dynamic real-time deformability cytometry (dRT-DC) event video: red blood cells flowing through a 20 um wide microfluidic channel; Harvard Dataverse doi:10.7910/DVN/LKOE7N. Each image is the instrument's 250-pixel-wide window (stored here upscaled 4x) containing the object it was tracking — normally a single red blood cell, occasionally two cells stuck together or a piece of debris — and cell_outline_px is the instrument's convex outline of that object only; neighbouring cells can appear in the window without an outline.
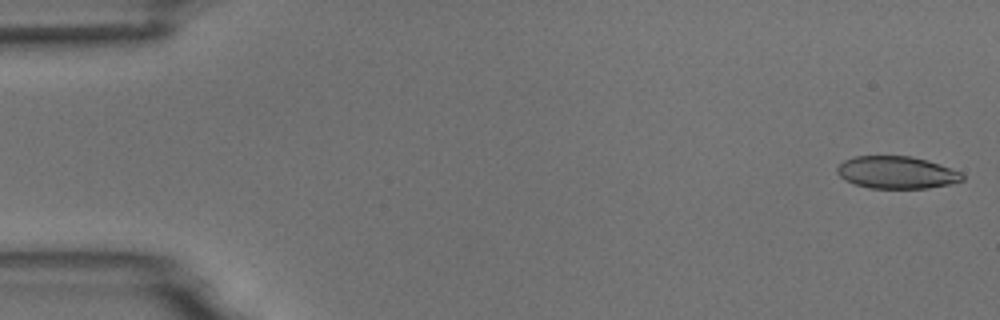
{"species": "common noctule bat (a hibernating species)", "species_latin": "Nyctalus noctula", "temperature_condition": "room temperature", "stored_images_in_passage": 5, "camera_frame_rate_fps": 3000, "um_per_image_px": 0.085, "animal": {"sex": "male", "body_mass_g": 18.8}, "frame": {"image": 1, "passage_image": 1, "time_ms": 0.0, "image_size_px": [1000, 320], "cell_outline_px": [[964, 180], [948, 184], [928, 188], [868, 188], [844, 180], [836, 172], [836, 168], [844, 160], [856, 156], [912, 156], [928, 160], [940, 164], [960, 172], [964, 176]], "centroid_in_image_um": [76.2, 14.65], "position_along_channel_um": 8.8, "area_um2": 23.58}}
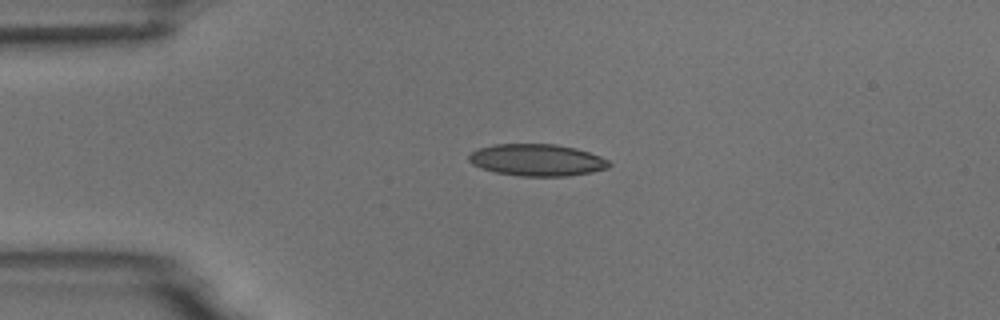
{"frame": {"image": 2, "passage_image": 4, "time_ms": 3.667, "image_size_px": [1000, 320], "cell_outline_px": [[612, 164], [608, 168], [592, 172], [568, 176], [520, 176], [496, 172], [480, 168], [472, 164], [468, 160], [468, 156], [476, 148], [496, 144], [556, 144], [576, 148], [600, 156], [608, 160]], "centroid_in_image_um": [45.64, 13.6], "position_along_channel_um": 39.4, "area_um2": 26.18}}